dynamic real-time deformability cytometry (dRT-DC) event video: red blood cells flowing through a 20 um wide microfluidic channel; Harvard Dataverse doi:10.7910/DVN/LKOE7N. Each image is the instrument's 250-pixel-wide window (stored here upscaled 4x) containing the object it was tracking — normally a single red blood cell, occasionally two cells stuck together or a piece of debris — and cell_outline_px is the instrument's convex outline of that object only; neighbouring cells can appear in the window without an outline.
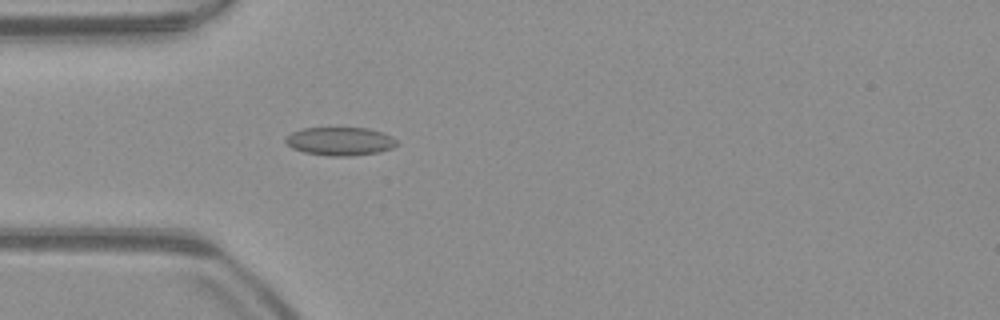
{"species": "common noctule bat (a hibernating species)", "species_latin": "Nyctalus noctula", "temperature_condition": "warm", "stored_images_in_passage": 42, "camera_frame_rate_fps": 3000, "um_per_image_px": 0.085, "animal": {"sex": "male", "body_mass_g": 23.1, "forearm_length_mm": 52.7}, "frame": {"image": 1, "passage_image": 5, "time_ms": 1.333, "image_size_px": [1000, 320], "cell_outline_px": [[396, 144], [392, 148], [380, 152], [352, 156], [332, 156], [304, 152], [292, 148], [284, 140], [292, 132], [304, 128], [368, 128], [392, 136], [396, 140]], "centroid_in_image_um": [28.91, 12.01], "position_along_channel_um": 56.1, "area_um2": 18.21}}
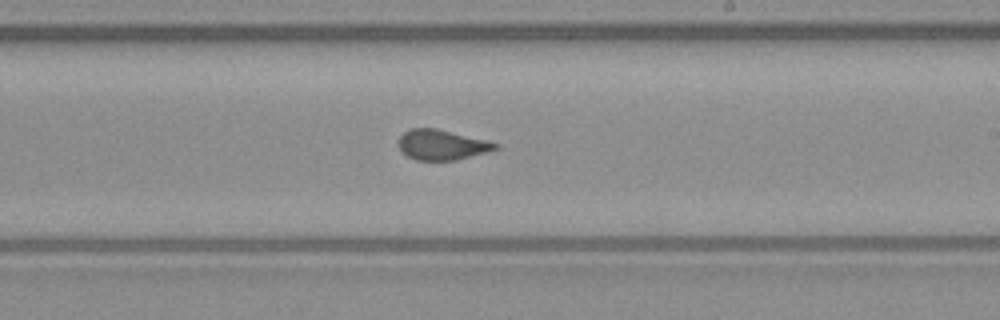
{"frame": {"image": 2, "passage_image": 20, "time_ms": 6.333, "image_size_px": [1000, 320], "cell_outline_px": [[500, 148], [456, 160], [416, 160], [408, 156], [400, 148], [400, 136], [404, 132], [412, 128], [436, 128], [488, 140], [500, 144]], "centroid_in_image_um": [37.6, 12.3], "position_along_channel_um": 251.4, "area_um2": 16.88}}
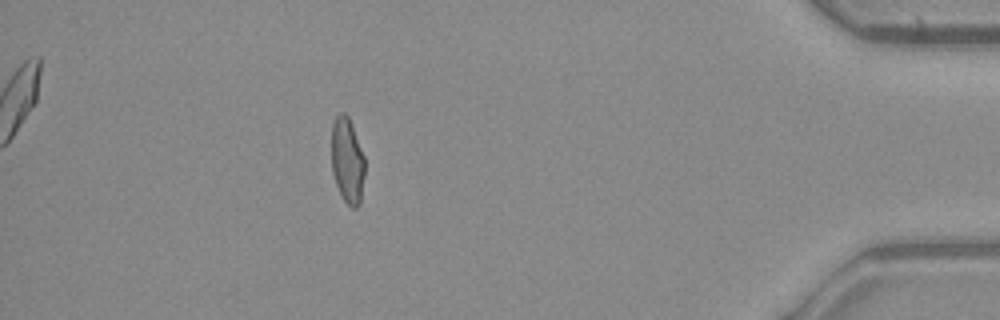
{"frame": {"image": 3, "passage_image": 36, "time_ms": 11.667, "image_size_px": [1000, 320], "cell_outline_px": [[364, 176], [360, 204], [356, 208], [352, 208], [344, 200], [336, 184], [332, 172], [332, 124], [336, 116], [340, 112], [344, 112], [348, 116], [364, 156]], "centroid_in_image_um": [29.52, 13.65], "position_along_channel_um": 405.7, "area_um2": 16.47}}